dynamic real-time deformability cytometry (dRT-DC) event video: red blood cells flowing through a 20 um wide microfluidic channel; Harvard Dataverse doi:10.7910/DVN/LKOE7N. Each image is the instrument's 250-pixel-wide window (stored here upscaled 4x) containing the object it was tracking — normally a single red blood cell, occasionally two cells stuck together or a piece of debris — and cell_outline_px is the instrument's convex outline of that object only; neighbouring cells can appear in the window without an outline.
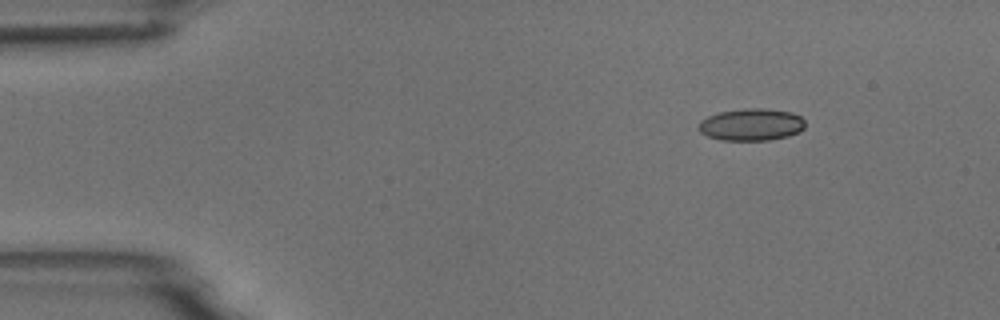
{"species": "common noctule bat (a hibernating species)", "species_latin": "Nyctalus noctula", "temperature_condition": "room temperature", "stored_images_in_passage": 8, "camera_frame_rate_fps": 3000, "um_per_image_px": 0.085, "animal": {"sex": "male", "body_mass_g": 18.8}, "frame": {"image": 1, "passage_image": 1, "time_ms": 0.0, "image_size_px": [1000, 320], "cell_outline_px": [[804, 128], [800, 132], [788, 136], [768, 140], [720, 140], [708, 136], [700, 132], [700, 120], [708, 116], [720, 112], [744, 108], [764, 108], [792, 112], [800, 116], [804, 120]], "centroid_in_image_um": [63.89, 10.59], "position_along_channel_um": 21.1, "area_um2": 19.94}}
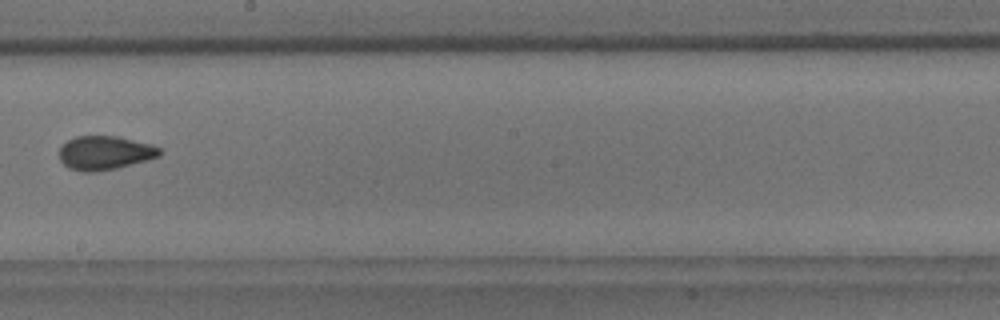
{"frame": {"image": 2, "passage_image": 8, "time_ms": 8.0, "image_size_px": [1000, 320], "cell_outline_px": [[160, 156], [116, 168], [96, 172], [84, 172], [68, 168], [60, 160], [60, 148], [68, 140], [76, 136], [116, 136], [152, 144], [160, 148]], "centroid_in_image_um": [8.9, 12.99], "position_along_channel_um": 239.3, "area_um2": 19.65}}